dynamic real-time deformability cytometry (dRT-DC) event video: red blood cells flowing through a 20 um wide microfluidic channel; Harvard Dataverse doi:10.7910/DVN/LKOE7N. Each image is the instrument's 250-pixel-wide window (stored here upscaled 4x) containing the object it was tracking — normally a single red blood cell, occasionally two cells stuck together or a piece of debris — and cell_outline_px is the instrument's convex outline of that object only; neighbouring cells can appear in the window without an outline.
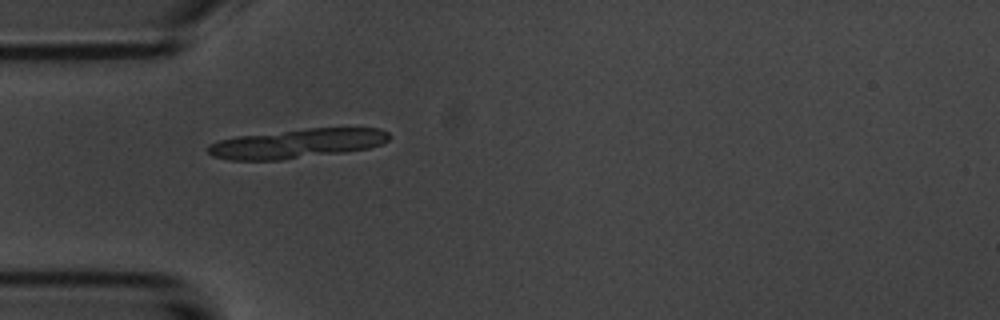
{"species": "common noctule bat (a hibernating species)", "species_latin": "Nyctalus noctula", "temperature_condition": "room temperature", "stored_images_in_passage": 5, "camera_frame_rate_fps": 3000, "um_per_image_px": 0.085, "animal": {"sex": "male", "body_mass_g": 20.1, "forearm_length_mm": 53.5}, "frame": {"image": 1, "passage_image": 5, "time_ms": 4.667, "image_size_px": [1000, 320], "cell_outline_px": [[392, 136], [388, 140], [380, 144], [368, 148], [344, 152], [280, 160], [228, 160], [212, 156], [208, 152], [208, 144], [220, 140], [236, 136], [308, 128], [380, 128], [388, 132]], "centroid_in_image_um": [25.24, 12.2], "position_along_channel_um": 59.8, "area_um2": 30.92}}